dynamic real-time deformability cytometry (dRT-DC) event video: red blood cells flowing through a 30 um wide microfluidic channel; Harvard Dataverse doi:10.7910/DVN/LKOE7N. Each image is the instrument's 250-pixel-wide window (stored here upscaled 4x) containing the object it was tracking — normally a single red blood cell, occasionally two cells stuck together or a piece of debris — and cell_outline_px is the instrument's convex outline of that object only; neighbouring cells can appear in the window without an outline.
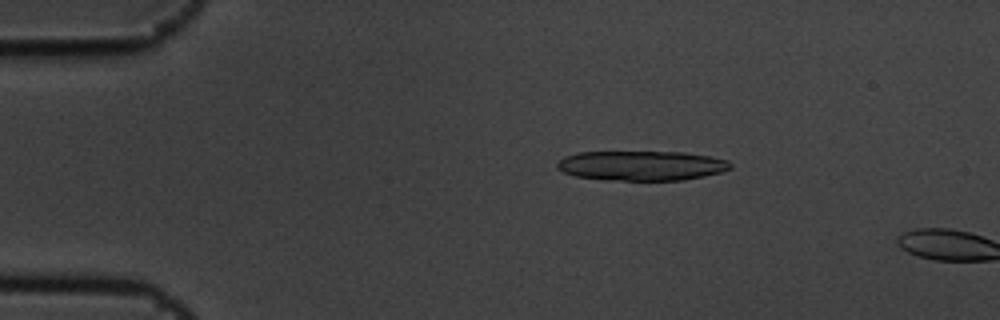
{"species": "common noctule bat (a hibernating species)", "species_latin": "Nyctalus noctula", "temperature_condition": "cold", "stored_images_in_passage": 4, "camera_frame_rate_fps": 3000, "um_per_image_px": 0.085, "animal": {"sex": "male", "body_mass_g": 19.5, "forearm_length_mm": 54.6}, "frame": {"image": 1, "passage_image": 3, "time_ms": 0.667, "image_size_px": [1000, 320], "cell_outline_px": [[732, 168], [720, 172], [704, 176], [684, 180], [604, 180], [576, 176], [564, 172], [556, 168], [556, 164], [564, 156], [576, 152], [684, 152], [708, 156], [728, 160], [732, 164]], "centroid_in_image_um": [54.51, 14.08], "position_along_channel_um": 30.5, "area_um2": 30.11}}